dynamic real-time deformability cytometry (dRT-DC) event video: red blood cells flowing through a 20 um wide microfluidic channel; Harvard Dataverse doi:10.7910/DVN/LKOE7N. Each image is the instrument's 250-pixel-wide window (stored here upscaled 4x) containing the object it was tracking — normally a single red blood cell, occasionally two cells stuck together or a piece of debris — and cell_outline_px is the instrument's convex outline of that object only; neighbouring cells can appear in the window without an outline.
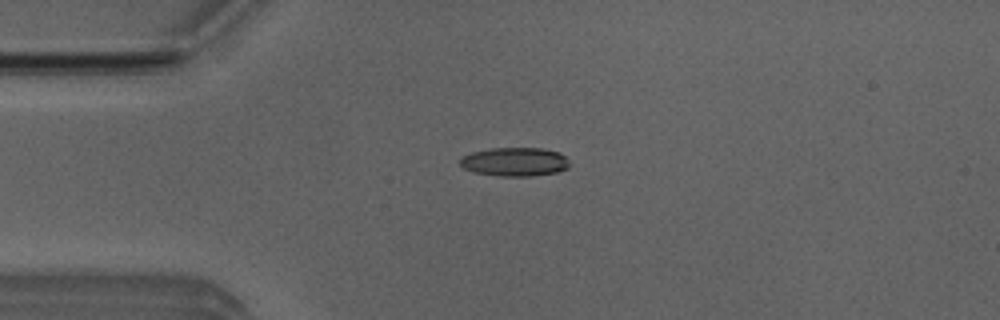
{"species": "Egyptian fruit bat (a non-hibernating species)", "species_latin": "Rousettus aegyptiacus", "temperature_condition": "room temperature", "stored_images_in_passage": 49, "camera_frame_rate_fps": 3000, "um_per_image_px": 0.085, "animal": {"sex": "male"}, "frame": {"image": 1, "passage_image": 10, "time_ms": 3.0, "image_size_px": [1000, 320], "cell_outline_px": [[568, 168], [556, 172], [532, 176], [500, 176], [472, 172], [464, 168], [460, 164], [460, 156], [472, 152], [488, 148], [540, 148], [560, 152], [568, 160]], "centroid_in_image_um": [43.72, 13.75], "position_along_channel_um": 41.3, "area_um2": 18.44}}
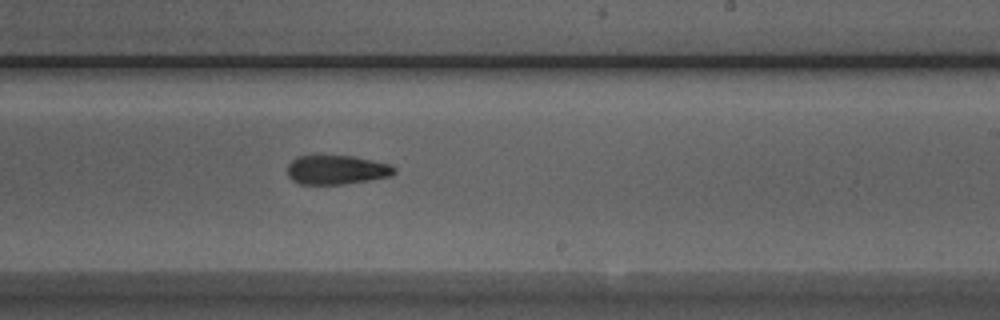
{"frame": {"image": 2, "passage_image": 28, "time_ms": 9.0, "image_size_px": [1000, 320], "cell_outline_px": [[396, 172], [392, 176], [344, 184], [300, 184], [292, 180], [288, 176], [288, 164], [296, 156], [352, 156], [392, 164], [396, 168]], "centroid_in_image_um": [28.63, 14.43], "position_along_channel_um": 260.4, "area_um2": 18.21}}
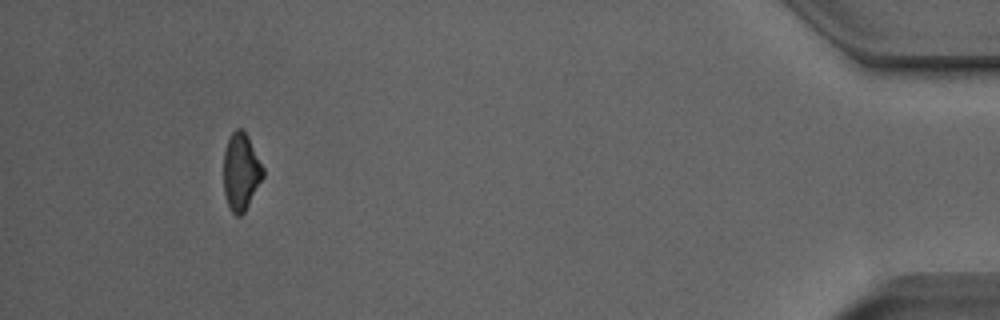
{"frame": {"image": 3, "passage_image": 45, "time_ms": 14.667, "image_size_px": [1000, 320], "cell_outline_px": [[264, 176], [244, 212], [240, 216], [236, 216], [228, 208], [224, 192], [224, 152], [228, 140], [232, 132], [236, 128], [240, 128], [248, 136], [264, 168]], "centroid_in_image_um": [20.48, 14.61], "position_along_channel_um": 414.7, "area_um2": 17.69}, "authors_computed_cell_mechanics": {"area_um2": 18.496, "velocity_mm_per_s": 4.0196, "shape_relaxation_time_tau1_ms": 8.4203, "shape_relaxation_time_tau2_ms": 7.6791, "deformation_change_tau1": 0.1897, "deformation_change_tau2": 0.1802}}